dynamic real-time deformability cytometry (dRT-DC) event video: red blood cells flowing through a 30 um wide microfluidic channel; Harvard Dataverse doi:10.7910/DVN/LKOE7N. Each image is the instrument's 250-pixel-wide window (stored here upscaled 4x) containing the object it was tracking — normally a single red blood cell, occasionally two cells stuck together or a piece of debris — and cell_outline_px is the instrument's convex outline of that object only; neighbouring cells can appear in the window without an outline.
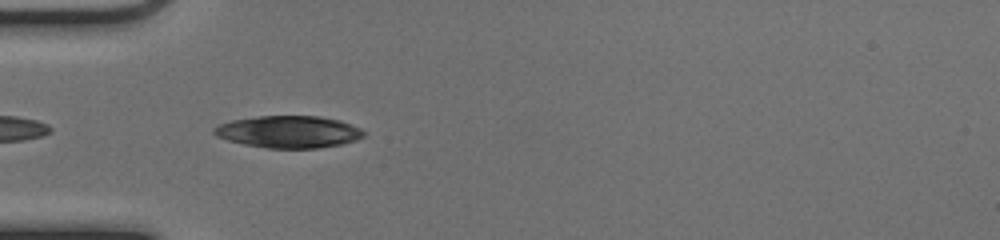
{"species": "common noctule bat (a hibernating species)", "species_latin": "Nyctalus noctula", "temperature_condition": "cold", "stored_images_in_passage": 37, "camera_frame_rate_fps": 3000, "um_per_image_px": 0.085, "animal": {"sex": "female", "body_mass_g": 17.0, "forearm_length_mm": 48.0}, "frame": {"image": 1, "passage_image": 2, "time_ms": 0.333, "image_size_px": [1000, 240], "cell_outline_px": [[364, 136], [356, 140], [340, 144], [316, 148], [268, 148], [244, 144], [228, 140], [216, 136], [212, 132], [212, 128], [220, 124], [232, 120], [256, 116], [320, 116], [340, 120], [360, 128], [364, 132]], "centroid_in_image_um": [24.52, 11.2], "position_along_channel_um": 60.5, "area_um2": 27.92}}
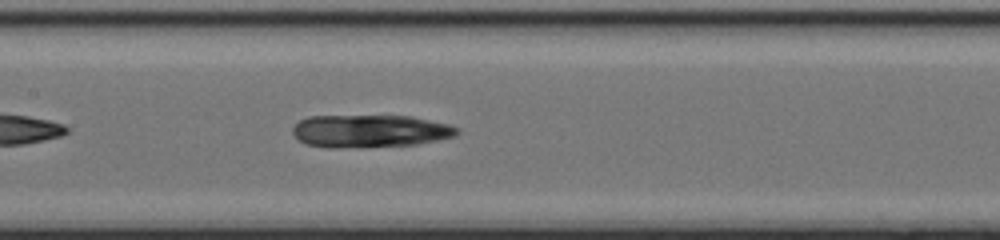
{"frame": {"image": 2, "passage_image": 11, "time_ms": 3.333, "image_size_px": [1000, 240], "cell_outline_px": [[460, 132], [456, 136], [416, 144], [336, 148], [328, 148], [304, 144], [292, 132], [292, 128], [300, 120], [308, 116], [408, 116], [448, 124], [460, 128]], "centroid_in_image_um": [31.43, 11.14], "position_along_channel_um": 176.0, "area_um2": 31.15}}
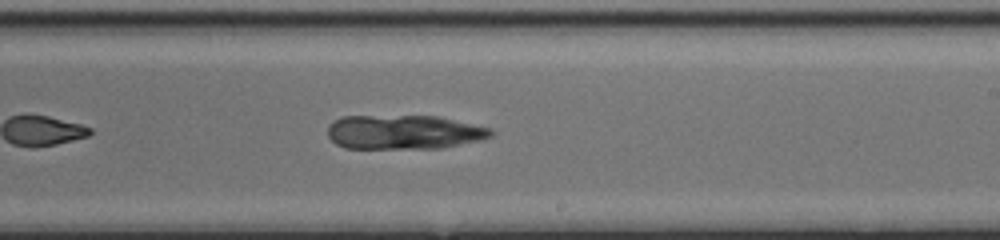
{"frame": {"image": 3, "passage_image": 17, "time_ms": 5.333, "image_size_px": [1000, 240], "cell_outline_px": [[496, 132], [492, 136], [480, 140], [440, 148], [344, 148], [336, 144], [328, 136], [328, 124], [332, 120], [340, 116], [440, 116], [492, 128]], "centroid_in_image_um": [34.33, 11.22], "position_along_channel_um": 254.7, "area_um2": 32.89}}